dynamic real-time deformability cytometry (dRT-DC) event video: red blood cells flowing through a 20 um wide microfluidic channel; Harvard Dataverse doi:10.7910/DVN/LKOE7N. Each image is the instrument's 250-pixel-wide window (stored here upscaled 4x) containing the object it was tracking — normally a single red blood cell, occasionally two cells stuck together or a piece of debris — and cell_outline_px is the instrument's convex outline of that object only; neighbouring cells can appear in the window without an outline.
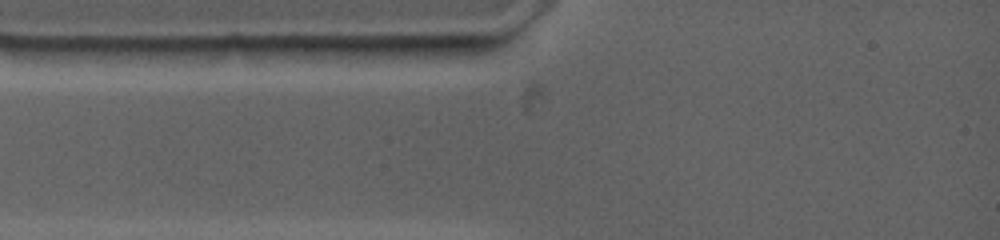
{"species": "common noctule bat (a hibernating species)", "species_latin": "Nyctalus noctula", "temperature_condition": "warm", "stored_images_in_passage": 3, "camera_frame_rate_fps": 4500, "um_per_image_px": 0.085, "animal": {"sex": "female", "body_mass_g": 19.0, "forearm_length_mm": 53.3}, "frame": {"image": 1, "passage_image": 3, "time_ms": 0.444, "image_size_px": [1000, 240], "cell_outline_px": [[452, 44], [448, 48], [424, 56], [364, 56], [300, 48], [304, 44]], "centroid_in_image_um": [32.29, 4.18], "position_along_channel_um": 52.7, "area_um2": 10.29}}